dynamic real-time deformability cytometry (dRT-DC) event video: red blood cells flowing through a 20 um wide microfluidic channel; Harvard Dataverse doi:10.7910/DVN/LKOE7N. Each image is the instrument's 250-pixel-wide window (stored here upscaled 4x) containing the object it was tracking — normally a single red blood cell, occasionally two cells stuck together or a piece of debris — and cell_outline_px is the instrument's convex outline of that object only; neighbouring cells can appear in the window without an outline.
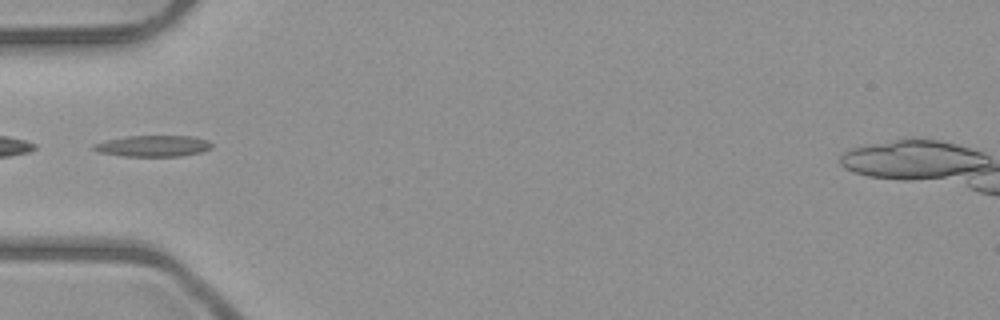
{"species": "common noctule bat (a hibernating species)", "species_latin": "Nyctalus noctula", "temperature_condition": "room temperature", "stored_images_in_passage": 5, "camera_frame_rate_fps": 3000, "um_per_image_px": 0.085, "animal": {"sex": "male", "body_mass_g": 23.1, "forearm_length_mm": 52.7}, "frame": {"image": 1, "passage_image": 4, "time_ms": 4.333, "image_size_px": [1000, 320], "cell_outline_px": [[212, 148], [200, 152], [180, 156], [124, 156], [100, 152], [92, 148], [92, 144], [108, 140], [128, 136], [192, 136], [208, 140], [212, 144]], "centroid_in_image_um": [13.04, 12.4], "position_along_channel_um": 72.0, "area_um2": 14.45}}
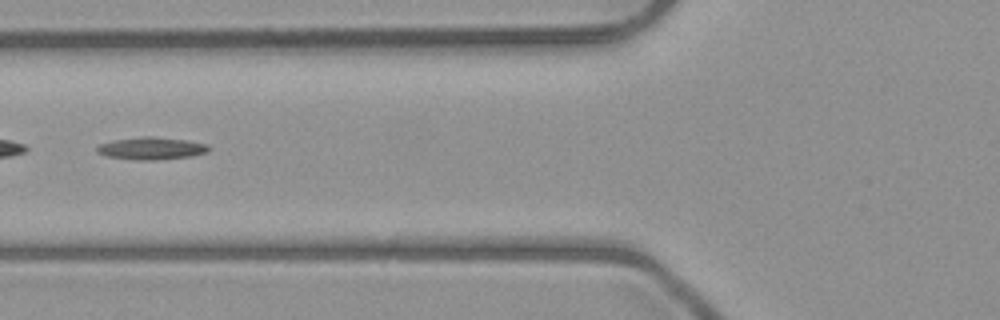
{"frame": {"image": 2, "passage_image": 5, "time_ms": 5.333, "image_size_px": [1000, 320], "cell_outline_px": [[208, 152], [192, 156], [156, 160], [136, 160], [108, 156], [96, 152], [96, 148], [100, 144], [116, 140], [144, 136], [152, 136], [188, 140], [208, 144]], "centroid_in_image_um": [12.9, 12.61], "position_along_channel_um": 112.9, "area_um2": 14.51}}